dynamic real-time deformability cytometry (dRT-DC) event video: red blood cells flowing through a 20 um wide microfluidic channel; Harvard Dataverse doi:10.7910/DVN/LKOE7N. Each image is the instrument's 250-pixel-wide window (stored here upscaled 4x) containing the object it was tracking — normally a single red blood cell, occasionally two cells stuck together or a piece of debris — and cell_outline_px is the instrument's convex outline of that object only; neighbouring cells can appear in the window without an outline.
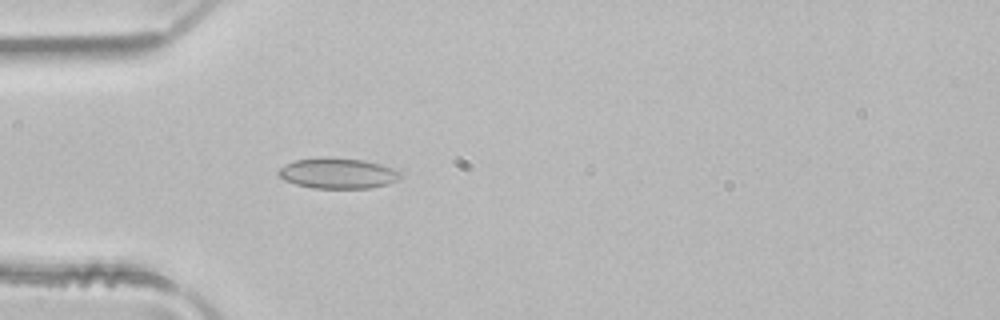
{"species": "common noctule bat (a hibernating species)", "species_latin": "Nyctalus noctula", "temperature_condition": "room temperature", "stored_images_in_passage": 5, "camera_frame_rate_fps": 3000, "um_per_image_px": 0.085, "animal": {"sex": "male", "body_mass_g": 21.5, "forearm_length_mm": 52.0}, "frame": {"image": 1, "passage_image": 5, "time_ms": 1.333, "image_size_px": [1000, 320], "cell_outline_px": [[400, 176], [396, 180], [388, 184], [368, 188], [312, 188], [296, 184], [284, 180], [276, 172], [284, 164], [292, 160], [316, 156], [328, 156], [364, 160], [380, 164], [392, 168], [400, 172]], "centroid_in_image_um": [28.64, 14.7], "position_along_channel_um": 56.4, "area_um2": 22.02}}